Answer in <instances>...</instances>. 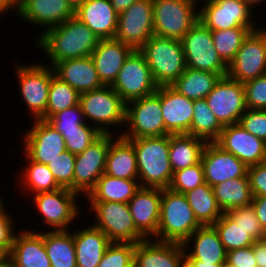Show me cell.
<instances>
[{
	"instance_id": "cell-1",
	"label": "cell",
	"mask_w": 266,
	"mask_h": 267,
	"mask_svg": "<svg viewBox=\"0 0 266 267\" xmlns=\"http://www.w3.org/2000/svg\"><path fill=\"white\" fill-rule=\"evenodd\" d=\"M100 39L75 16L55 27L45 29L37 43L52 60V65L65 60L91 56Z\"/></svg>"
},
{
	"instance_id": "cell-2",
	"label": "cell",
	"mask_w": 266,
	"mask_h": 267,
	"mask_svg": "<svg viewBox=\"0 0 266 267\" xmlns=\"http://www.w3.org/2000/svg\"><path fill=\"white\" fill-rule=\"evenodd\" d=\"M125 139L134 146L138 178L144 181L140 187L168 188L173 176L169 161V134Z\"/></svg>"
},
{
	"instance_id": "cell-3",
	"label": "cell",
	"mask_w": 266,
	"mask_h": 267,
	"mask_svg": "<svg viewBox=\"0 0 266 267\" xmlns=\"http://www.w3.org/2000/svg\"><path fill=\"white\" fill-rule=\"evenodd\" d=\"M201 225L196 220L185 194L161 189L160 219L156 237L161 242L184 244Z\"/></svg>"
},
{
	"instance_id": "cell-4",
	"label": "cell",
	"mask_w": 266,
	"mask_h": 267,
	"mask_svg": "<svg viewBox=\"0 0 266 267\" xmlns=\"http://www.w3.org/2000/svg\"><path fill=\"white\" fill-rule=\"evenodd\" d=\"M139 51L145 56L158 87L171 86L185 72L181 40L153 35Z\"/></svg>"
},
{
	"instance_id": "cell-5",
	"label": "cell",
	"mask_w": 266,
	"mask_h": 267,
	"mask_svg": "<svg viewBox=\"0 0 266 267\" xmlns=\"http://www.w3.org/2000/svg\"><path fill=\"white\" fill-rule=\"evenodd\" d=\"M194 5L186 0H153L154 35L181 40L199 21Z\"/></svg>"
},
{
	"instance_id": "cell-6",
	"label": "cell",
	"mask_w": 266,
	"mask_h": 267,
	"mask_svg": "<svg viewBox=\"0 0 266 267\" xmlns=\"http://www.w3.org/2000/svg\"><path fill=\"white\" fill-rule=\"evenodd\" d=\"M186 67L227 76L228 65L221 59L212 40L211 30L198 21L181 39Z\"/></svg>"
},
{
	"instance_id": "cell-7",
	"label": "cell",
	"mask_w": 266,
	"mask_h": 267,
	"mask_svg": "<svg viewBox=\"0 0 266 267\" xmlns=\"http://www.w3.org/2000/svg\"><path fill=\"white\" fill-rule=\"evenodd\" d=\"M79 105L87 119L100 124L96 127L101 133H111L106 125L126 122V103L111 86L80 94Z\"/></svg>"
},
{
	"instance_id": "cell-8",
	"label": "cell",
	"mask_w": 266,
	"mask_h": 267,
	"mask_svg": "<svg viewBox=\"0 0 266 267\" xmlns=\"http://www.w3.org/2000/svg\"><path fill=\"white\" fill-rule=\"evenodd\" d=\"M111 87L127 104L156 92V85L145 56L134 50L125 60Z\"/></svg>"
},
{
	"instance_id": "cell-9",
	"label": "cell",
	"mask_w": 266,
	"mask_h": 267,
	"mask_svg": "<svg viewBox=\"0 0 266 267\" xmlns=\"http://www.w3.org/2000/svg\"><path fill=\"white\" fill-rule=\"evenodd\" d=\"M127 121L131 131L128 130L130 133L122 134L123 138L165 135V123L160 104V87L157 88L155 93L126 104Z\"/></svg>"
},
{
	"instance_id": "cell-10",
	"label": "cell",
	"mask_w": 266,
	"mask_h": 267,
	"mask_svg": "<svg viewBox=\"0 0 266 267\" xmlns=\"http://www.w3.org/2000/svg\"><path fill=\"white\" fill-rule=\"evenodd\" d=\"M97 215L94 226L102 230L112 242L138 243L146 238L137 230L128 203L91 202Z\"/></svg>"
},
{
	"instance_id": "cell-11",
	"label": "cell",
	"mask_w": 266,
	"mask_h": 267,
	"mask_svg": "<svg viewBox=\"0 0 266 267\" xmlns=\"http://www.w3.org/2000/svg\"><path fill=\"white\" fill-rule=\"evenodd\" d=\"M153 35V0H137L118 14L114 39L139 50Z\"/></svg>"
},
{
	"instance_id": "cell-12",
	"label": "cell",
	"mask_w": 266,
	"mask_h": 267,
	"mask_svg": "<svg viewBox=\"0 0 266 267\" xmlns=\"http://www.w3.org/2000/svg\"><path fill=\"white\" fill-rule=\"evenodd\" d=\"M111 136L110 133H102L83 152L76 154L73 192L88 195L98 178L105 173L106 156L113 139Z\"/></svg>"
},
{
	"instance_id": "cell-13",
	"label": "cell",
	"mask_w": 266,
	"mask_h": 267,
	"mask_svg": "<svg viewBox=\"0 0 266 267\" xmlns=\"http://www.w3.org/2000/svg\"><path fill=\"white\" fill-rule=\"evenodd\" d=\"M264 74H266V30L256 29L244 39L234 60L228 65L227 76L245 83Z\"/></svg>"
},
{
	"instance_id": "cell-14",
	"label": "cell",
	"mask_w": 266,
	"mask_h": 267,
	"mask_svg": "<svg viewBox=\"0 0 266 267\" xmlns=\"http://www.w3.org/2000/svg\"><path fill=\"white\" fill-rule=\"evenodd\" d=\"M205 99L223 126L239 123L240 117L247 110L243 83L228 76L221 77Z\"/></svg>"
},
{
	"instance_id": "cell-15",
	"label": "cell",
	"mask_w": 266,
	"mask_h": 267,
	"mask_svg": "<svg viewBox=\"0 0 266 267\" xmlns=\"http://www.w3.org/2000/svg\"><path fill=\"white\" fill-rule=\"evenodd\" d=\"M250 6L243 0H206L199 21L211 31L231 28H254Z\"/></svg>"
},
{
	"instance_id": "cell-16",
	"label": "cell",
	"mask_w": 266,
	"mask_h": 267,
	"mask_svg": "<svg viewBox=\"0 0 266 267\" xmlns=\"http://www.w3.org/2000/svg\"><path fill=\"white\" fill-rule=\"evenodd\" d=\"M53 71L39 64L17 68L22 96L36 120H46L49 88L51 79L55 75Z\"/></svg>"
},
{
	"instance_id": "cell-17",
	"label": "cell",
	"mask_w": 266,
	"mask_h": 267,
	"mask_svg": "<svg viewBox=\"0 0 266 267\" xmlns=\"http://www.w3.org/2000/svg\"><path fill=\"white\" fill-rule=\"evenodd\" d=\"M215 143L248 167L265 162L266 143L246 131L239 123L224 126Z\"/></svg>"
},
{
	"instance_id": "cell-18",
	"label": "cell",
	"mask_w": 266,
	"mask_h": 267,
	"mask_svg": "<svg viewBox=\"0 0 266 267\" xmlns=\"http://www.w3.org/2000/svg\"><path fill=\"white\" fill-rule=\"evenodd\" d=\"M201 164L205 182L211 187L226 180L248 177L247 168L235 155L223 150L215 142H207L204 147Z\"/></svg>"
},
{
	"instance_id": "cell-19",
	"label": "cell",
	"mask_w": 266,
	"mask_h": 267,
	"mask_svg": "<svg viewBox=\"0 0 266 267\" xmlns=\"http://www.w3.org/2000/svg\"><path fill=\"white\" fill-rule=\"evenodd\" d=\"M80 195L68 188H60L52 192L35 194V203L44 216V220L54 231H66V226L77 216L75 197ZM57 228V229H56Z\"/></svg>"
},
{
	"instance_id": "cell-20",
	"label": "cell",
	"mask_w": 266,
	"mask_h": 267,
	"mask_svg": "<svg viewBox=\"0 0 266 267\" xmlns=\"http://www.w3.org/2000/svg\"><path fill=\"white\" fill-rule=\"evenodd\" d=\"M25 138V154L31 160L47 165L66 151L65 139L47 120L38 119Z\"/></svg>"
},
{
	"instance_id": "cell-21",
	"label": "cell",
	"mask_w": 266,
	"mask_h": 267,
	"mask_svg": "<svg viewBox=\"0 0 266 267\" xmlns=\"http://www.w3.org/2000/svg\"><path fill=\"white\" fill-rule=\"evenodd\" d=\"M160 104L166 134H190L194 100L172 86H160Z\"/></svg>"
},
{
	"instance_id": "cell-22",
	"label": "cell",
	"mask_w": 266,
	"mask_h": 267,
	"mask_svg": "<svg viewBox=\"0 0 266 267\" xmlns=\"http://www.w3.org/2000/svg\"><path fill=\"white\" fill-rule=\"evenodd\" d=\"M137 230L145 237L156 236L161 209V189L140 187L128 202Z\"/></svg>"
},
{
	"instance_id": "cell-23",
	"label": "cell",
	"mask_w": 266,
	"mask_h": 267,
	"mask_svg": "<svg viewBox=\"0 0 266 267\" xmlns=\"http://www.w3.org/2000/svg\"><path fill=\"white\" fill-rule=\"evenodd\" d=\"M148 239L135 244L134 267H184L183 244Z\"/></svg>"
},
{
	"instance_id": "cell-24",
	"label": "cell",
	"mask_w": 266,
	"mask_h": 267,
	"mask_svg": "<svg viewBox=\"0 0 266 267\" xmlns=\"http://www.w3.org/2000/svg\"><path fill=\"white\" fill-rule=\"evenodd\" d=\"M15 6L24 20L48 29L75 16L67 0H15Z\"/></svg>"
},
{
	"instance_id": "cell-25",
	"label": "cell",
	"mask_w": 266,
	"mask_h": 267,
	"mask_svg": "<svg viewBox=\"0 0 266 267\" xmlns=\"http://www.w3.org/2000/svg\"><path fill=\"white\" fill-rule=\"evenodd\" d=\"M134 51L132 47L116 39H100L91 53L98 77L104 86H111L125 60Z\"/></svg>"
},
{
	"instance_id": "cell-26",
	"label": "cell",
	"mask_w": 266,
	"mask_h": 267,
	"mask_svg": "<svg viewBox=\"0 0 266 267\" xmlns=\"http://www.w3.org/2000/svg\"><path fill=\"white\" fill-rule=\"evenodd\" d=\"M55 76L68 83L79 94L100 89L104 85L100 81L91 56L57 62L51 65Z\"/></svg>"
},
{
	"instance_id": "cell-27",
	"label": "cell",
	"mask_w": 266,
	"mask_h": 267,
	"mask_svg": "<svg viewBox=\"0 0 266 267\" xmlns=\"http://www.w3.org/2000/svg\"><path fill=\"white\" fill-rule=\"evenodd\" d=\"M99 38L113 39L118 23V13L110 0H88L75 14Z\"/></svg>"
},
{
	"instance_id": "cell-28",
	"label": "cell",
	"mask_w": 266,
	"mask_h": 267,
	"mask_svg": "<svg viewBox=\"0 0 266 267\" xmlns=\"http://www.w3.org/2000/svg\"><path fill=\"white\" fill-rule=\"evenodd\" d=\"M15 267H51L44 245V233L23 231L14 238L8 255Z\"/></svg>"
},
{
	"instance_id": "cell-29",
	"label": "cell",
	"mask_w": 266,
	"mask_h": 267,
	"mask_svg": "<svg viewBox=\"0 0 266 267\" xmlns=\"http://www.w3.org/2000/svg\"><path fill=\"white\" fill-rule=\"evenodd\" d=\"M77 267H97L112 241L95 226L74 233Z\"/></svg>"
},
{
	"instance_id": "cell-30",
	"label": "cell",
	"mask_w": 266,
	"mask_h": 267,
	"mask_svg": "<svg viewBox=\"0 0 266 267\" xmlns=\"http://www.w3.org/2000/svg\"><path fill=\"white\" fill-rule=\"evenodd\" d=\"M192 237L196 238L194 249L192 253L185 254L184 260H198L215 265H222L227 260V251L213 225L200 226L196 229L183 244L185 248Z\"/></svg>"
},
{
	"instance_id": "cell-31",
	"label": "cell",
	"mask_w": 266,
	"mask_h": 267,
	"mask_svg": "<svg viewBox=\"0 0 266 267\" xmlns=\"http://www.w3.org/2000/svg\"><path fill=\"white\" fill-rule=\"evenodd\" d=\"M105 174L122 179H137L136 153L128 139L119 136L116 141L110 143Z\"/></svg>"
},
{
	"instance_id": "cell-32",
	"label": "cell",
	"mask_w": 266,
	"mask_h": 267,
	"mask_svg": "<svg viewBox=\"0 0 266 267\" xmlns=\"http://www.w3.org/2000/svg\"><path fill=\"white\" fill-rule=\"evenodd\" d=\"M207 142L190 134H169V161L173 172L201 162Z\"/></svg>"
},
{
	"instance_id": "cell-33",
	"label": "cell",
	"mask_w": 266,
	"mask_h": 267,
	"mask_svg": "<svg viewBox=\"0 0 266 267\" xmlns=\"http://www.w3.org/2000/svg\"><path fill=\"white\" fill-rule=\"evenodd\" d=\"M136 179H122L102 174L94 188L88 193L90 202L128 203L140 188Z\"/></svg>"
},
{
	"instance_id": "cell-34",
	"label": "cell",
	"mask_w": 266,
	"mask_h": 267,
	"mask_svg": "<svg viewBox=\"0 0 266 267\" xmlns=\"http://www.w3.org/2000/svg\"><path fill=\"white\" fill-rule=\"evenodd\" d=\"M221 76L209 71L186 67L185 72L171 85L191 100L205 99Z\"/></svg>"
},
{
	"instance_id": "cell-35",
	"label": "cell",
	"mask_w": 266,
	"mask_h": 267,
	"mask_svg": "<svg viewBox=\"0 0 266 267\" xmlns=\"http://www.w3.org/2000/svg\"><path fill=\"white\" fill-rule=\"evenodd\" d=\"M185 196L201 226L213 225L224 213L217 203L213 187L206 182L188 191Z\"/></svg>"
},
{
	"instance_id": "cell-36",
	"label": "cell",
	"mask_w": 266,
	"mask_h": 267,
	"mask_svg": "<svg viewBox=\"0 0 266 267\" xmlns=\"http://www.w3.org/2000/svg\"><path fill=\"white\" fill-rule=\"evenodd\" d=\"M213 191L217 203L224 213L252 203L253 195L248 177L226 180L213 186Z\"/></svg>"
},
{
	"instance_id": "cell-37",
	"label": "cell",
	"mask_w": 266,
	"mask_h": 267,
	"mask_svg": "<svg viewBox=\"0 0 266 267\" xmlns=\"http://www.w3.org/2000/svg\"><path fill=\"white\" fill-rule=\"evenodd\" d=\"M44 245L51 267H77L73 234L67 230L45 232Z\"/></svg>"
},
{
	"instance_id": "cell-38",
	"label": "cell",
	"mask_w": 266,
	"mask_h": 267,
	"mask_svg": "<svg viewBox=\"0 0 266 267\" xmlns=\"http://www.w3.org/2000/svg\"><path fill=\"white\" fill-rule=\"evenodd\" d=\"M193 108L190 135L201 138L206 142H209L210 139V142H215L224 126L211 112L206 99L194 100Z\"/></svg>"
},
{
	"instance_id": "cell-39",
	"label": "cell",
	"mask_w": 266,
	"mask_h": 267,
	"mask_svg": "<svg viewBox=\"0 0 266 267\" xmlns=\"http://www.w3.org/2000/svg\"><path fill=\"white\" fill-rule=\"evenodd\" d=\"M255 28H231L226 30L211 31L214 48L221 59L229 65L235 58L244 39Z\"/></svg>"
},
{
	"instance_id": "cell-40",
	"label": "cell",
	"mask_w": 266,
	"mask_h": 267,
	"mask_svg": "<svg viewBox=\"0 0 266 267\" xmlns=\"http://www.w3.org/2000/svg\"><path fill=\"white\" fill-rule=\"evenodd\" d=\"M226 251L252 246L255 240L226 213L213 224Z\"/></svg>"
},
{
	"instance_id": "cell-41",
	"label": "cell",
	"mask_w": 266,
	"mask_h": 267,
	"mask_svg": "<svg viewBox=\"0 0 266 267\" xmlns=\"http://www.w3.org/2000/svg\"><path fill=\"white\" fill-rule=\"evenodd\" d=\"M79 98L80 94L74 88L54 75L49 88L46 120L53 114L79 104Z\"/></svg>"
},
{
	"instance_id": "cell-42",
	"label": "cell",
	"mask_w": 266,
	"mask_h": 267,
	"mask_svg": "<svg viewBox=\"0 0 266 267\" xmlns=\"http://www.w3.org/2000/svg\"><path fill=\"white\" fill-rule=\"evenodd\" d=\"M30 160V165L25 169L23 182L35 194L52 192L62 188L55 180L53 173L47 165Z\"/></svg>"
},
{
	"instance_id": "cell-43",
	"label": "cell",
	"mask_w": 266,
	"mask_h": 267,
	"mask_svg": "<svg viewBox=\"0 0 266 267\" xmlns=\"http://www.w3.org/2000/svg\"><path fill=\"white\" fill-rule=\"evenodd\" d=\"M135 243L112 242L97 267H134Z\"/></svg>"
},
{
	"instance_id": "cell-44",
	"label": "cell",
	"mask_w": 266,
	"mask_h": 267,
	"mask_svg": "<svg viewBox=\"0 0 266 267\" xmlns=\"http://www.w3.org/2000/svg\"><path fill=\"white\" fill-rule=\"evenodd\" d=\"M205 183L203 166L200 163L173 172L169 189L185 194Z\"/></svg>"
},
{
	"instance_id": "cell-45",
	"label": "cell",
	"mask_w": 266,
	"mask_h": 267,
	"mask_svg": "<svg viewBox=\"0 0 266 267\" xmlns=\"http://www.w3.org/2000/svg\"><path fill=\"white\" fill-rule=\"evenodd\" d=\"M237 225L242 227L255 240L266 238V232L260 225L252 204L236 207L225 212Z\"/></svg>"
},
{
	"instance_id": "cell-46",
	"label": "cell",
	"mask_w": 266,
	"mask_h": 267,
	"mask_svg": "<svg viewBox=\"0 0 266 267\" xmlns=\"http://www.w3.org/2000/svg\"><path fill=\"white\" fill-rule=\"evenodd\" d=\"M75 158V154L66 150L57 155L53 160H50L47 164L57 183L61 187L68 188L72 191Z\"/></svg>"
},
{
	"instance_id": "cell-47",
	"label": "cell",
	"mask_w": 266,
	"mask_h": 267,
	"mask_svg": "<svg viewBox=\"0 0 266 267\" xmlns=\"http://www.w3.org/2000/svg\"><path fill=\"white\" fill-rule=\"evenodd\" d=\"M65 139L66 150L79 154L83 152L102 133L97 127L90 128L86 124L80 125V131L60 132Z\"/></svg>"
},
{
	"instance_id": "cell-48",
	"label": "cell",
	"mask_w": 266,
	"mask_h": 267,
	"mask_svg": "<svg viewBox=\"0 0 266 267\" xmlns=\"http://www.w3.org/2000/svg\"><path fill=\"white\" fill-rule=\"evenodd\" d=\"M84 113L79 104L53 114L47 121L59 132L80 131V125L86 124L81 119Z\"/></svg>"
},
{
	"instance_id": "cell-49",
	"label": "cell",
	"mask_w": 266,
	"mask_h": 267,
	"mask_svg": "<svg viewBox=\"0 0 266 267\" xmlns=\"http://www.w3.org/2000/svg\"><path fill=\"white\" fill-rule=\"evenodd\" d=\"M248 109L266 110V74L243 83Z\"/></svg>"
},
{
	"instance_id": "cell-50",
	"label": "cell",
	"mask_w": 266,
	"mask_h": 267,
	"mask_svg": "<svg viewBox=\"0 0 266 267\" xmlns=\"http://www.w3.org/2000/svg\"><path fill=\"white\" fill-rule=\"evenodd\" d=\"M247 111L240 117L239 124L246 131L262 139L266 143V110L247 108Z\"/></svg>"
},
{
	"instance_id": "cell-51",
	"label": "cell",
	"mask_w": 266,
	"mask_h": 267,
	"mask_svg": "<svg viewBox=\"0 0 266 267\" xmlns=\"http://www.w3.org/2000/svg\"><path fill=\"white\" fill-rule=\"evenodd\" d=\"M247 176L253 196H266V162L247 168Z\"/></svg>"
},
{
	"instance_id": "cell-52",
	"label": "cell",
	"mask_w": 266,
	"mask_h": 267,
	"mask_svg": "<svg viewBox=\"0 0 266 267\" xmlns=\"http://www.w3.org/2000/svg\"><path fill=\"white\" fill-rule=\"evenodd\" d=\"M12 223L9 219V216L3 209V205L0 206V254L2 256H8L13 242L15 235L12 231Z\"/></svg>"
},
{
	"instance_id": "cell-53",
	"label": "cell",
	"mask_w": 266,
	"mask_h": 267,
	"mask_svg": "<svg viewBox=\"0 0 266 267\" xmlns=\"http://www.w3.org/2000/svg\"><path fill=\"white\" fill-rule=\"evenodd\" d=\"M227 261L236 267H257L253 245L228 251Z\"/></svg>"
},
{
	"instance_id": "cell-54",
	"label": "cell",
	"mask_w": 266,
	"mask_h": 267,
	"mask_svg": "<svg viewBox=\"0 0 266 267\" xmlns=\"http://www.w3.org/2000/svg\"><path fill=\"white\" fill-rule=\"evenodd\" d=\"M251 204L261 227L266 232V196H253Z\"/></svg>"
},
{
	"instance_id": "cell-55",
	"label": "cell",
	"mask_w": 266,
	"mask_h": 267,
	"mask_svg": "<svg viewBox=\"0 0 266 267\" xmlns=\"http://www.w3.org/2000/svg\"><path fill=\"white\" fill-rule=\"evenodd\" d=\"M253 251L257 267H266V238L255 241Z\"/></svg>"
},
{
	"instance_id": "cell-56",
	"label": "cell",
	"mask_w": 266,
	"mask_h": 267,
	"mask_svg": "<svg viewBox=\"0 0 266 267\" xmlns=\"http://www.w3.org/2000/svg\"><path fill=\"white\" fill-rule=\"evenodd\" d=\"M115 11L120 14L121 12L128 9L137 0H110Z\"/></svg>"
},
{
	"instance_id": "cell-57",
	"label": "cell",
	"mask_w": 266,
	"mask_h": 267,
	"mask_svg": "<svg viewBox=\"0 0 266 267\" xmlns=\"http://www.w3.org/2000/svg\"><path fill=\"white\" fill-rule=\"evenodd\" d=\"M184 267H222V265L204 263L198 260H184Z\"/></svg>"
},
{
	"instance_id": "cell-58",
	"label": "cell",
	"mask_w": 266,
	"mask_h": 267,
	"mask_svg": "<svg viewBox=\"0 0 266 267\" xmlns=\"http://www.w3.org/2000/svg\"><path fill=\"white\" fill-rule=\"evenodd\" d=\"M70 9L76 14L88 0H67Z\"/></svg>"
},
{
	"instance_id": "cell-59",
	"label": "cell",
	"mask_w": 266,
	"mask_h": 267,
	"mask_svg": "<svg viewBox=\"0 0 266 267\" xmlns=\"http://www.w3.org/2000/svg\"><path fill=\"white\" fill-rule=\"evenodd\" d=\"M15 6V0H0V13Z\"/></svg>"
},
{
	"instance_id": "cell-60",
	"label": "cell",
	"mask_w": 266,
	"mask_h": 267,
	"mask_svg": "<svg viewBox=\"0 0 266 267\" xmlns=\"http://www.w3.org/2000/svg\"><path fill=\"white\" fill-rule=\"evenodd\" d=\"M0 267H15L8 256H2L0 258Z\"/></svg>"
},
{
	"instance_id": "cell-61",
	"label": "cell",
	"mask_w": 266,
	"mask_h": 267,
	"mask_svg": "<svg viewBox=\"0 0 266 267\" xmlns=\"http://www.w3.org/2000/svg\"><path fill=\"white\" fill-rule=\"evenodd\" d=\"M243 1H245L251 7V5H253L255 3L257 4L258 2H260L262 0H243Z\"/></svg>"
},
{
	"instance_id": "cell-62",
	"label": "cell",
	"mask_w": 266,
	"mask_h": 267,
	"mask_svg": "<svg viewBox=\"0 0 266 267\" xmlns=\"http://www.w3.org/2000/svg\"><path fill=\"white\" fill-rule=\"evenodd\" d=\"M222 267H236L234 265H232L230 262H228L227 260L222 264Z\"/></svg>"
},
{
	"instance_id": "cell-63",
	"label": "cell",
	"mask_w": 266,
	"mask_h": 267,
	"mask_svg": "<svg viewBox=\"0 0 266 267\" xmlns=\"http://www.w3.org/2000/svg\"><path fill=\"white\" fill-rule=\"evenodd\" d=\"M186 1L191 2V3H193V4H196V3H195V0H186Z\"/></svg>"
}]
</instances>
